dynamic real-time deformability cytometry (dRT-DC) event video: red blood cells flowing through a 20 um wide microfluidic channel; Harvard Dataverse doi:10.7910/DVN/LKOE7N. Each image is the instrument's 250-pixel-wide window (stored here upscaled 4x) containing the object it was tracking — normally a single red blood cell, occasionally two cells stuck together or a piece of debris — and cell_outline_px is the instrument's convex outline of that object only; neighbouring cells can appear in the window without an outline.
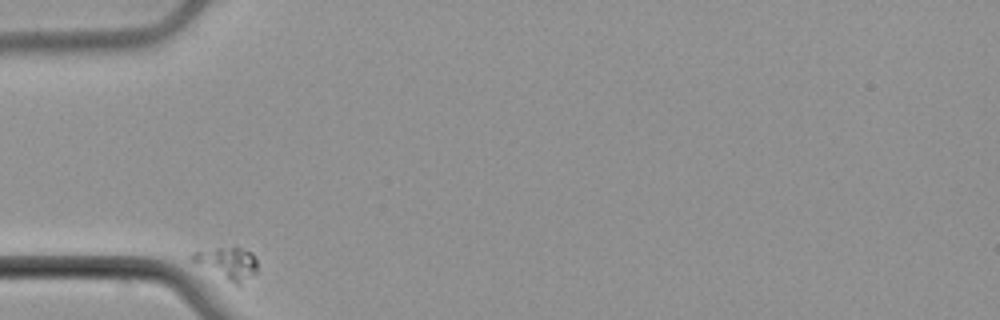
{"species": "common noctule bat (a hibernating species)", "species_latin": "Nyctalus noctula", "temperature_condition": "cold", "stored_images_in_passage": 34, "camera_frame_rate_fps": 3000, "um_per_image_px": 0.085, "animal": {"sex": "male", "body_mass_g": 21.5, "forearm_length_mm": 52.0}, "frame": {"image": 1, "passage_image": 1, "time_ms": 0.0, "image_size_px": [1000, 320], "cell_outline_px": [[256, 272], [240, 288], [236, 288], [188, 260], [188, 256], [192, 252], [236, 244], [252, 252], [256, 260]], "centroid_in_image_um": [19.29, 22.4], "position_along_channel_um": 65.7, "area_um2": 13.47}}
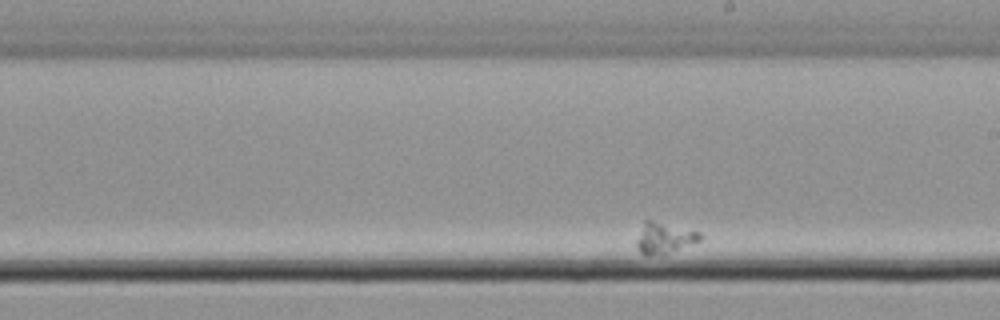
{"frame": {"image": 2, "passage_image": 20, "time_ms": 6.333, "image_size_px": [1000, 320], "cell_outline_px": [[704, 236], [700, 240], [660, 256], [648, 256], [640, 252], [636, 248], [636, 240], [644, 220], [652, 220], [700, 232]], "centroid_in_image_um": [56.43, 20.24], "position_along_channel_um": 232.6, "area_um2": 11.5}}
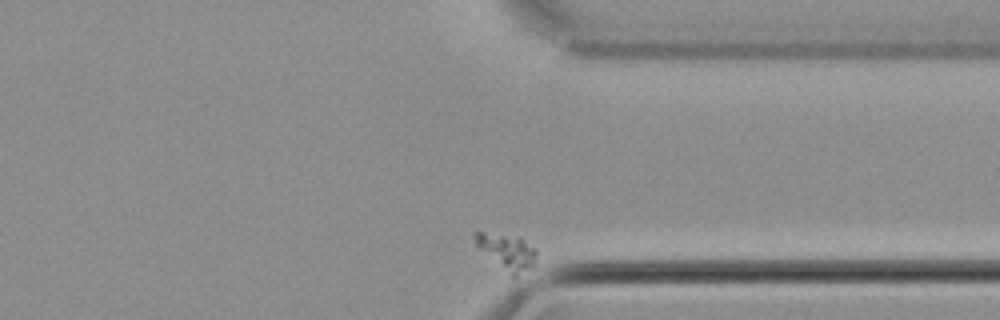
{"frame": {"image": 3, "passage_image": 34, "time_ms": 11.0, "image_size_px": [1000, 320], "cell_outline_px": [[536, 256], [532, 268], [516, 276], [512, 276], [476, 244], [476, 232], [484, 232], [524, 240], [536, 248]], "centroid_in_image_um": [43.17, 21.42], "position_along_channel_um": 368.2, "area_um2": 11.85}}